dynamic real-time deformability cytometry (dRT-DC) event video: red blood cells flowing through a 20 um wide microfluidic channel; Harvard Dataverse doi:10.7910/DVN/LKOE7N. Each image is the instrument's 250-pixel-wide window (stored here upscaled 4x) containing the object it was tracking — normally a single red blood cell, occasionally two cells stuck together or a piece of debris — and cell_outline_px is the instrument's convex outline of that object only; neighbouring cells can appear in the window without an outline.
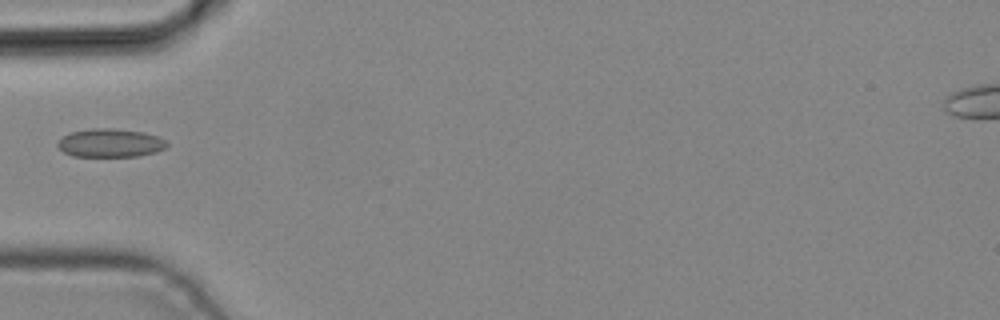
{"species": "common noctule bat (a hibernating species)", "species_latin": "Nyctalus noctula", "temperature_condition": "cold", "stored_images_in_passage": 3, "camera_frame_rate_fps": 3000, "um_per_image_px": 0.085, "animal": {"sex": "male", "body_mass_g": 19.2, "forearm_length_mm": 51.8}, "frame": {"image": 1, "passage_image": 3, "time_ms": 0.667, "image_size_px": [1000, 320], "cell_outline_px": [[168, 144], [164, 148], [156, 152], [136, 156], [72, 156], [64, 152], [56, 144], [64, 136], [72, 132], [92, 128], [112, 128], [144, 132], [156, 136], [164, 140]], "centroid_in_image_um": [9.37, 12.15], "position_along_channel_um": 75.6, "area_um2": 17.86}}